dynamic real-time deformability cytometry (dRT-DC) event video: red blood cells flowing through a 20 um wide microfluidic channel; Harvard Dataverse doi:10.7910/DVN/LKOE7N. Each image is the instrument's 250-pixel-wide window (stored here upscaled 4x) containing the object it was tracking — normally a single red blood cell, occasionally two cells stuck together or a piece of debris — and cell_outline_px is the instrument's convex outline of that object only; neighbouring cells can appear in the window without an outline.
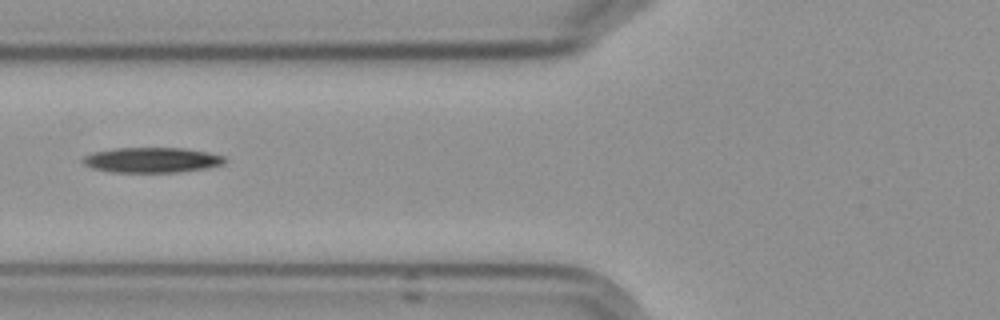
{"species": "Egyptian fruit bat (a non-hibernating species)", "species_latin": "Rousettus aegyptiacus", "temperature_condition": "cold", "stored_images_in_passage": 7, "camera_frame_rate_fps": 3000, "um_per_image_px": 0.085, "frame": {"image": 1, "passage_image": 7, "time_ms": 7.0, "image_size_px": [1000, 320], "cell_outline_px": [[224, 164], [204, 168], [176, 172], [112, 172], [92, 168], [84, 164], [84, 156], [96, 152], [116, 148], [184, 148], [208, 152], [224, 156]], "centroid_in_image_um": [12.92, 13.6], "position_along_channel_um": 112.9, "area_um2": 20.52}}